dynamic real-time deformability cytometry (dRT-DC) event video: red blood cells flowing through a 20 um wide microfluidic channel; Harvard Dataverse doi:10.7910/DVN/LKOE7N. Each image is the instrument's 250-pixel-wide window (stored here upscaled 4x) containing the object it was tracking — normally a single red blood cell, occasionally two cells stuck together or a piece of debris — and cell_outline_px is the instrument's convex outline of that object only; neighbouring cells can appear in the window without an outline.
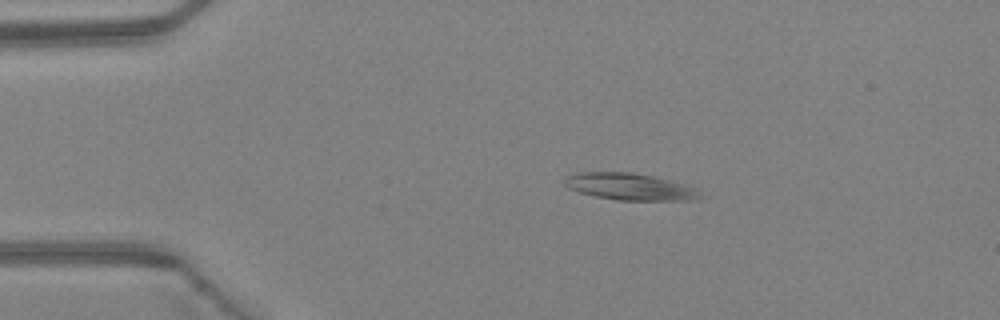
{"species": "Egyptian fruit bat (a non-hibernating species)", "species_latin": "Rousettus aegyptiacus", "temperature_condition": "warm", "stored_images_in_passage": 4, "camera_frame_rate_fps": 3000, "um_per_image_px": 0.085, "animal": {"sex": "female"}, "frame": {"image": 1, "passage_image": 3, "time_ms": 0.667, "image_size_px": [1000, 320], "cell_outline_px": [[700, 200], [616, 200], [596, 196], [580, 192], [568, 188], [564, 184], [564, 180], [568, 176], [580, 172], [628, 172], [652, 176], [688, 184], [696, 188], [700, 196]], "centroid_in_image_um": [53.57, 15.87], "position_along_channel_um": 31.4, "area_um2": 21.1}}